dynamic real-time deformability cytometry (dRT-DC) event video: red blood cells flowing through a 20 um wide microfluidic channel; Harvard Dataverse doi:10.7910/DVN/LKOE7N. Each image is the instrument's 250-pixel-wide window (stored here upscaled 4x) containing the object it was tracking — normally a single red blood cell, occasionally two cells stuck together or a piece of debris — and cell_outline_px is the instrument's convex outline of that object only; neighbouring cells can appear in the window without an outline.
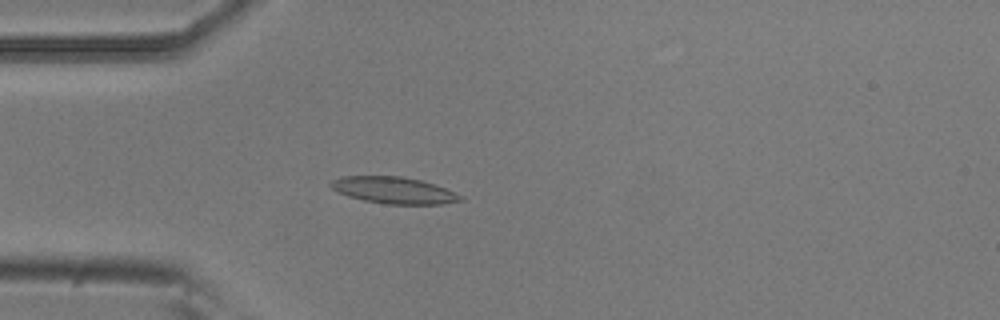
{"species": "common noctule bat (a hibernating species)", "species_latin": "Nyctalus noctula", "temperature_condition": "room temperature", "stored_images_in_passage": 54, "camera_frame_rate_fps": 3000, "um_per_image_px": 0.085, "animal": {"sex": "male", "body_mass_g": 20.5, "forearm_length_mm": 52.5}, "frame": {"image": 1, "passage_image": 15, "time_ms": 4.667, "image_size_px": [1000, 320], "cell_outline_px": [[464, 200], [440, 204], [388, 204], [364, 200], [348, 196], [332, 188], [328, 184], [332, 180], [340, 176], [404, 176], [420, 180], [444, 188], [464, 196]], "centroid_in_image_um": [33.47, 16.16], "position_along_channel_um": 51.5, "area_um2": 20.0}}
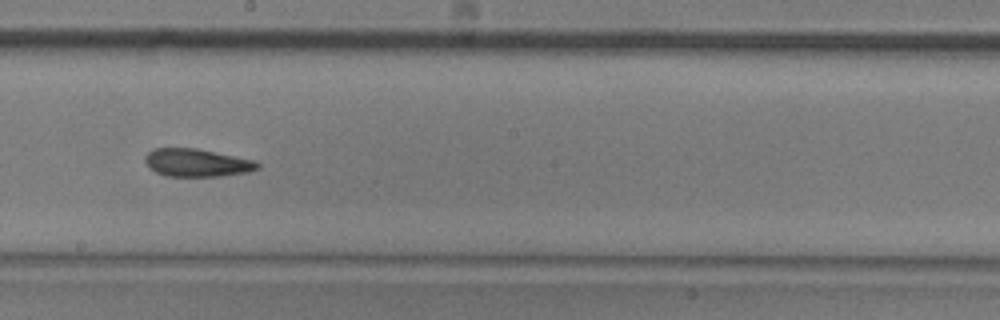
{"frame": {"image": 2, "passage_image": 30, "time_ms": 9.667, "image_size_px": [1000, 320], "cell_outline_px": [[260, 168], [248, 172], [220, 176], [164, 176], [148, 168], [144, 160], [144, 156], [152, 148], [196, 148], [256, 160], [260, 164]], "centroid_in_image_um": [16.72, 13.83], "position_along_channel_um": 231.5, "area_um2": 18.5}}
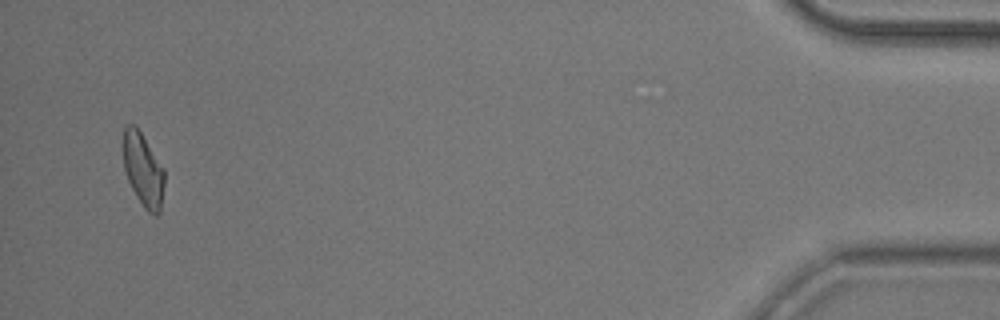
{"frame": {"image": 3, "passage_image": 52, "time_ms": 17.0, "image_size_px": [1000, 320], "cell_outline_px": [[164, 184], [160, 212], [156, 216], [148, 212], [144, 208], [136, 196], [128, 180], [124, 168], [124, 128], [128, 124], [136, 124], [164, 168]], "centroid_in_image_um": [12.18, 14.43], "position_along_channel_um": 423.0, "area_um2": 17.57}, "authors_computed_cell_mechanics": {"area_um2": 18.7561, "velocity_mm_per_s": 3.751, "shape_relaxation_time_tau1_ms": 7.9728, "shape_relaxation_time_tau2_ms": 2.622, "deformation_change_tau1": 0.1885, "deformation_change_tau2": 0.1127}}